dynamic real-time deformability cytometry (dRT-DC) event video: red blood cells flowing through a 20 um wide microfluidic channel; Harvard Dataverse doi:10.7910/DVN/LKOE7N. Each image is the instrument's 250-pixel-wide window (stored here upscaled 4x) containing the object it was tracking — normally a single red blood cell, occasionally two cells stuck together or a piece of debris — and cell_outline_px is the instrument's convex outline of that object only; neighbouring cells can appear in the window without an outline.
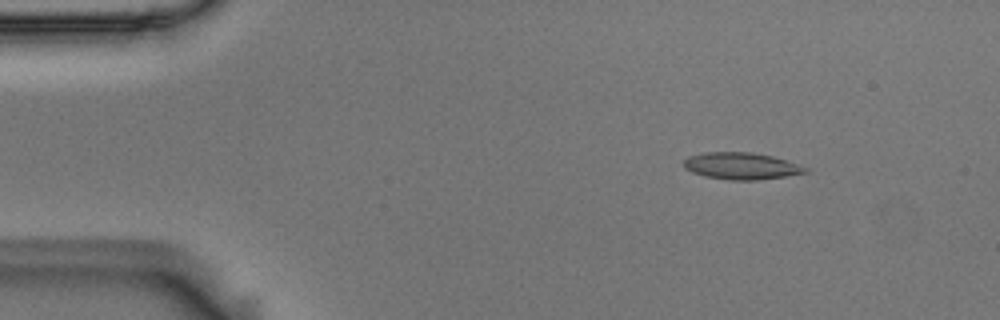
{"species": "Egyptian fruit bat (a non-hibernating species)", "species_latin": "Rousettus aegyptiacus", "temperature_condition": "room temperature", "stored_images_in_passage": 54, "camera_frame_rate_fps": 3000, "um_per_image_px": 0.085, "animal": {"sex": "male"}, "frame": {"image": 1, "passage_image": 7, "time_ms": 2.0, "image_size_px": [1000, 320], "cell_outline_px": [[808, 172], [784, 176], [756, 180], [728, 180], [704, 176], [692, 172], [684, 168], [684, 160], [688, 156], [704, 152], [752, 152], [772, 156], [808, 168]], "centroid_in_image_um": [62.96, 14.1], "position_along_channel_um": 22.0, "area_um2": 18.9}}
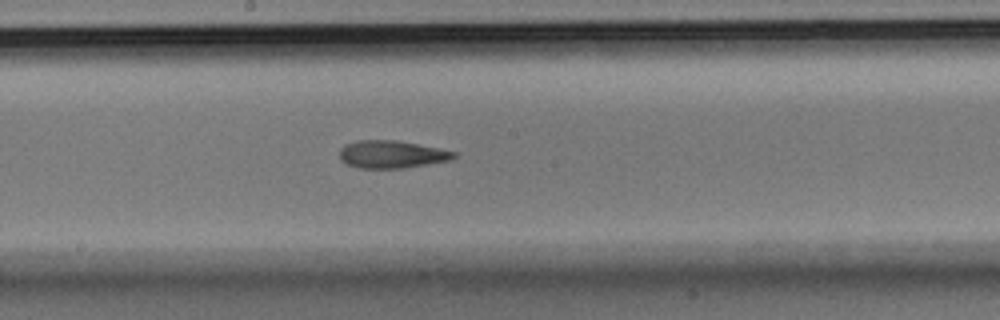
{"frame": {"image": 2, "passage_image": 29, "time_ms": 9.333, "image_size_px": [1000, 320], "cell_outline_px": [[456, 156], [452, 160], [404, 168], [360, 168], [348, 164], [340, 160], [340, 148], [344, 144], [356, 140], [396, 140], [456, 152]], "centroid_in_image_um": [33.26, 13.12], "position_along_channel_um": 214.9, "area_um2": 18.32}}
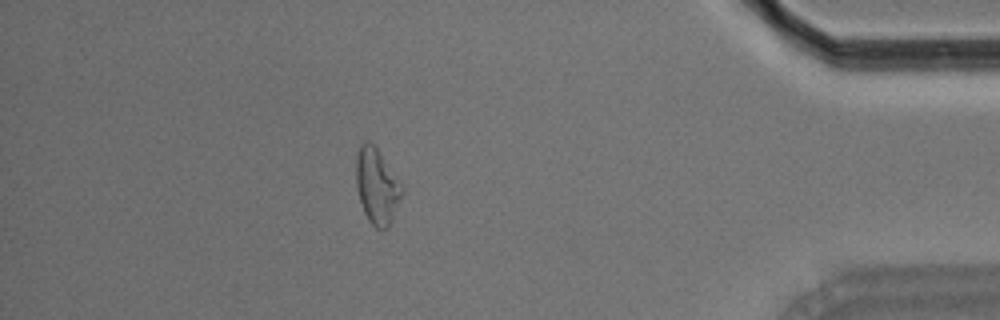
{"frame": {"image": 3, "passage_image": 48, "time_ms": 15.667, "image_size_px": [1000, 320], "cell_outline_px": [[404, 192], [384, 232], [376, 228], [368, 220], [364, 212], [360, 200], [356, 184], [356, 156], [360, 144], [364, 140], [368, 140], [376, 148], [404, 188]], "centroid_in_image_um": [32.01, 15.82], "position_along_channel_um": 403.2, "area_um2": 19.83}, "authors_computed_cell_mechanics": {"area_um2": 18.6694, "velocity_mm_per_s": 3.6591, "shape_relaxation_time_tau1_ms": null, "shape_relaxation_time_tau2_ms": 8.7289, "deformation_change_tau1": null, "deformation_change_tau2": 0.2032}}